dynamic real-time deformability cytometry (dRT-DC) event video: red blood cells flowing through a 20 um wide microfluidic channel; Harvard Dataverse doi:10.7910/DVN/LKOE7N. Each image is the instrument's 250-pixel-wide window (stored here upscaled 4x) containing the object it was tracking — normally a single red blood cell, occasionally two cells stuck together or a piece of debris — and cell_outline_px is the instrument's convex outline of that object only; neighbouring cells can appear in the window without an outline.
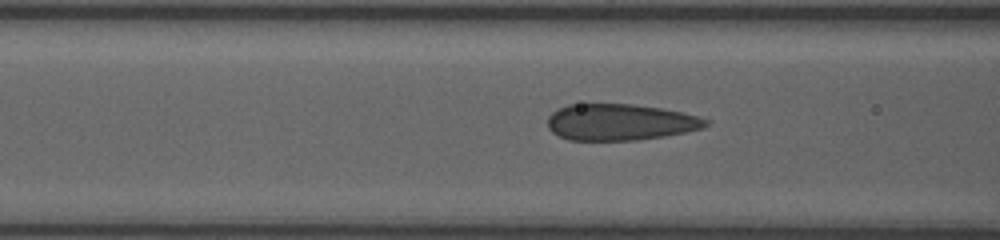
{"species": "human", "species_latin": "Homo sapiens", "temperature_condition": "room temperature", "stored_images_in_passage": 21, "camera_frame_rate_fps": 3000, "um_per_image_px": 0.085, "donor": {"sex": "female"}, "frame": {"image": 1, "passage_image": 4, "time_ms": 1.0, "image_size_px": [1000, 240], "cell_outline_px": [[708, 124], [704, 128], [664, 136], [636, 140], [568, 140], [552, 132], [548, 128], [548, 116], [556, 108], [568, 104], [632, 104], [660, 108], [680, 112], [696, 116], [708, 120]], "centroid_in_image_um": [52.66, 10.38], "position_along_channel_um": 113.9, "area_um2": 33.47}}
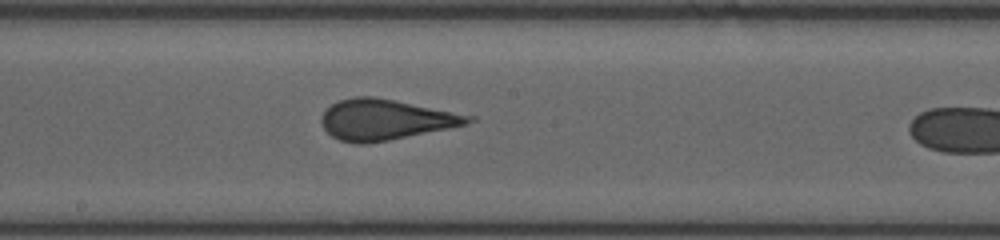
{"frame": {"image": 2, "passage_image": 10, "time_ms": 3.667, "image_size_px": [1000, 240], "cell_outline_px": [[476, 120], [464, 124], [448, 128], [368, 144], [356, 144], [340, 140], [332, 136], [324, 128], [320, 120], [320, 116], [332, 104], [340, 100], [356, 96], [372, 96], [396, 100], [476, 116]], "centroid_in_image_um": [32.75, 10.16], "position_along_channel_um": 215.5, "area_um2": 34.56}}
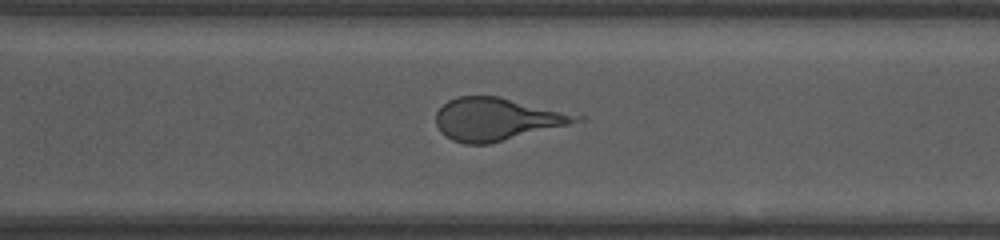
{"frame": {"image": 3, "passage_image": 18, "time_ms": 6.667, "image_size_px": [1000, 240], "cell_outline_px": [[584, 120], [488, 144], [464, 144], [452, 140], [440, 132], [436, 124], [436, 112], [448, 100], [456, 96], [500, 96], [584, 116]], "centroid_in_image_um": [42.19, 10.12], "position_along_channel_um": 328.4, "area_um2": 34.62}, "authors_computed_cell_mechanics": {"area_um2": 34.6222, "velocity_mm_per_s": 3.7898, "shape_relaxation_time_tau1_ms": 6.9795, "shape_relaxation_time_tau2_ms": 0.8145, "deformation_change_tau1": 0.1557, "deformation_change_tau2": 0.0784}}